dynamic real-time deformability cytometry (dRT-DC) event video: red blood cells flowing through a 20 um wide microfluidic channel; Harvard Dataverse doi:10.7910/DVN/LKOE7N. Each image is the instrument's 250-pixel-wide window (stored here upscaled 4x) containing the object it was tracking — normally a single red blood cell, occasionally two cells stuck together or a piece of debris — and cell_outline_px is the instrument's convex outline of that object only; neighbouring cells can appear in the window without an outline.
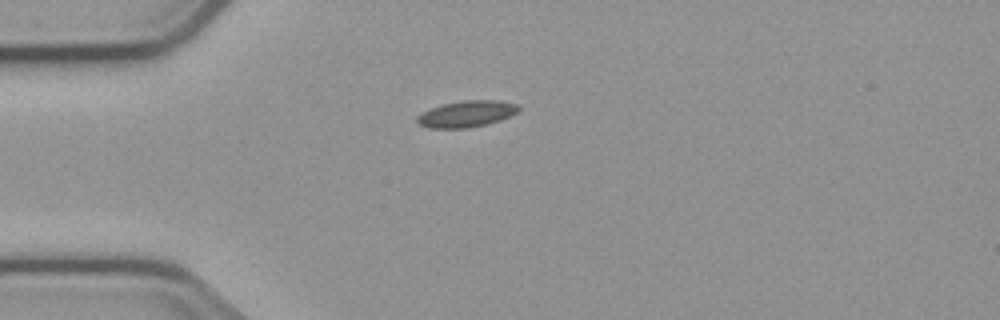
{"species": "common noctule bat (a hibernating species)", "species_latin": "Nyctalus noctula", "temperature_condition": "cold", "stored_images_in_passage": 1, "camera_frame_rate_fps": 3000, "um_per_image_px": 0.085, "animal": {"sex": "male", "body_mass_g": 23.1, "forearm_length_mm": 52.7}, "frame": {"image": 1, "passage_image": 1, "time_ms": 0.0, "image_size_px": [1000, 320], "cell_outline_px": [[520, 108], [516, 112], [500, 120], [488, 124], [468, 128], [428, 128], [420, 124], [416, 120], [416, 116], [432, 108], [444, 104], [464, 100], [500, 100], [516, 104]], "centroid_in_image_um": [39.66, 9.68], "position_along_channel_um": 45.3, "area_um2": 15.43}}